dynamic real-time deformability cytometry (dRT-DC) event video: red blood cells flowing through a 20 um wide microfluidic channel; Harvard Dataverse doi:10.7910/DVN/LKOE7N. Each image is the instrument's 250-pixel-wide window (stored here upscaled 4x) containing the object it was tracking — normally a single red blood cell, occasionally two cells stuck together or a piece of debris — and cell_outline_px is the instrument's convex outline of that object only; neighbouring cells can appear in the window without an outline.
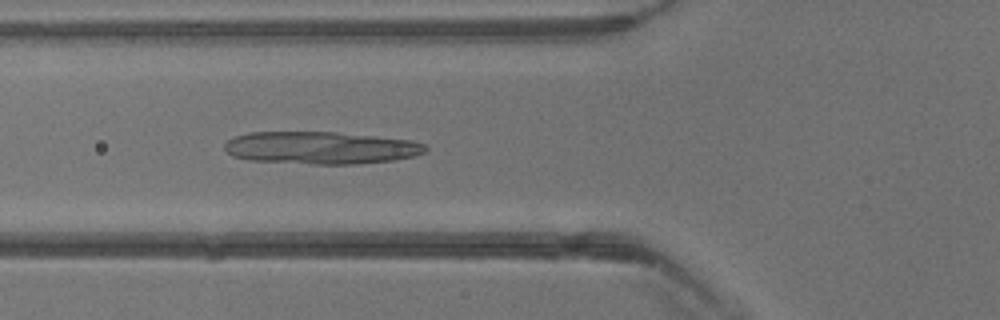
{"species": "common noctule bat (a hibernating species)", "species_latin": "Nyctalus noctula", "temperature_condition": "warm", "stored_images_in_passage": 40, "camera_frame_rate_fps": 3000, "um_per_image_px": 0.085, "animal": {"sex": "male", "body_mass_g": 13.3}, "frame": {"image": 1, "passage_image": 15, "time_ms": 4.667, "image_size_px": [1000, 320], "cell_outline_px": [[428, 152], [416, 156], [396, 160], [356, 164], [312, 164], [248, 160], [232, 156], [224, 148], [224, 144], [228, 140], [236, 136], [252, 132], [336, 132], [412, 140], [424, 144], [428, 148]], "centroid_in_image_um": [27.31, 12.57], "position_along_channel_um": 98.5, "area_um2": 38.21}}
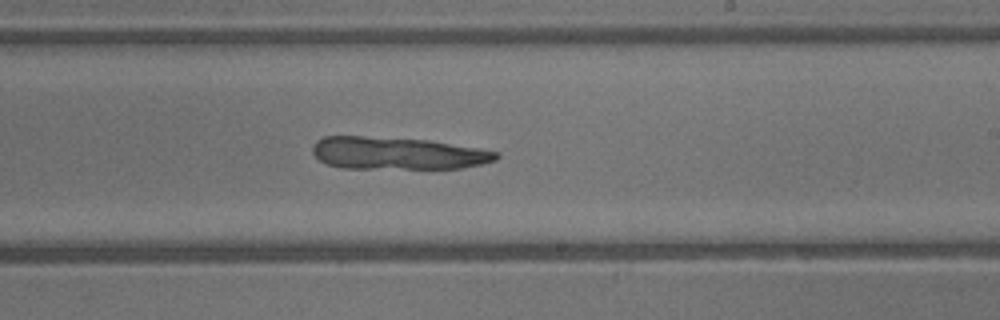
{"frame": {"image": 2, "passage_image": 24, "time_ms": 7.667, "image_size_px": [1000, 320], "cell_outline_px": [[500, 156], [496, 160], [480, 164], [460, 168], [344, 168], [328, 164], [320, 160], [312, 152], [312, 148], [316, 140], [324, 136], [360, 136], [428, 140], [480, 148], [500, 152]], "centroid_in_image_um": [33.79, 13.02], "position_along_channel_um": 255.2, "area_um2": 34.56}}
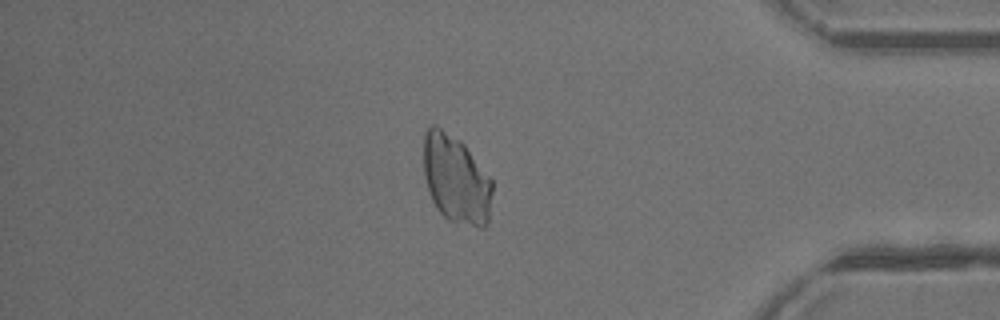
{"frame": {"image": 3, "passage_image": 34, "time_ms": 11.0, "image_size_px": [1000, 320], "cell_outline_px": [[492, 192], [488, 224], [484, 228], [480, 228], [448, 220], [436, 208], [432, 200], [424, 176], [424, 136], [428, 128], [432, 124], [436, 124], [464, 144], [492, 180]], "centroid_in_image_um": [38.77, 15.25], "position_along_channel_um": 396.4, "area_um2": 35.32}}